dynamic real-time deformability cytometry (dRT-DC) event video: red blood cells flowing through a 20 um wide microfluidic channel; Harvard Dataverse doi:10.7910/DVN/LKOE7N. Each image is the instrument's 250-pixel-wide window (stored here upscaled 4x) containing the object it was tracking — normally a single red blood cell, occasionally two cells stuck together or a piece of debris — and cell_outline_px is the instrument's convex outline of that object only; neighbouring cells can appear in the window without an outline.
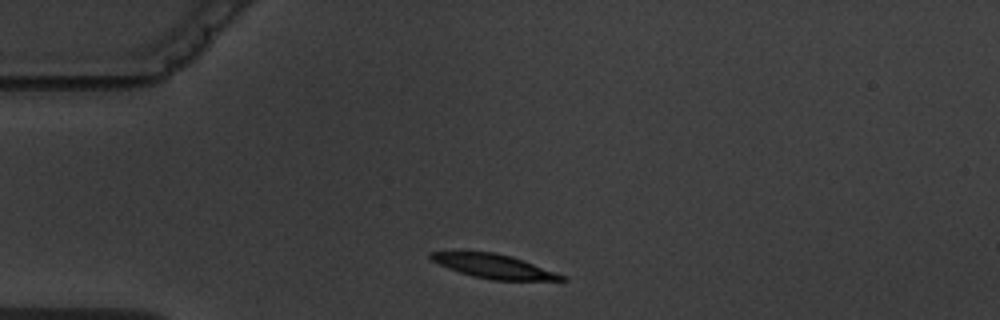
{"species": "common noctule bat (a hibernating species)", "species_latin": "Nyctalus noctula", "temperature_condition": "warm", "stored_images_in_passage": 2, "camera_frame_rate_fps": 3000, "um_per_image_px": 0.085, "animal": {"sex": "male", "body_mass_g": 19.5, "forearm_length_mm": 54.6}, "frame": {"image": 1, "passage_image": 1, "time_ms": 0.0, "image_size_px": [1000, 320], "cell_outline_px": [[568, 280], [492, 280], [472, 276], [448, 268], [432, 260], [428, 256], [428, 252], [460, 248], [496, 252], [512, 256], [556, 272], [564, 276]], "centroid_in_image_um": [41.83, 22.56], "position_along_channel_um": 43.2, "area_um2": 19.07}}